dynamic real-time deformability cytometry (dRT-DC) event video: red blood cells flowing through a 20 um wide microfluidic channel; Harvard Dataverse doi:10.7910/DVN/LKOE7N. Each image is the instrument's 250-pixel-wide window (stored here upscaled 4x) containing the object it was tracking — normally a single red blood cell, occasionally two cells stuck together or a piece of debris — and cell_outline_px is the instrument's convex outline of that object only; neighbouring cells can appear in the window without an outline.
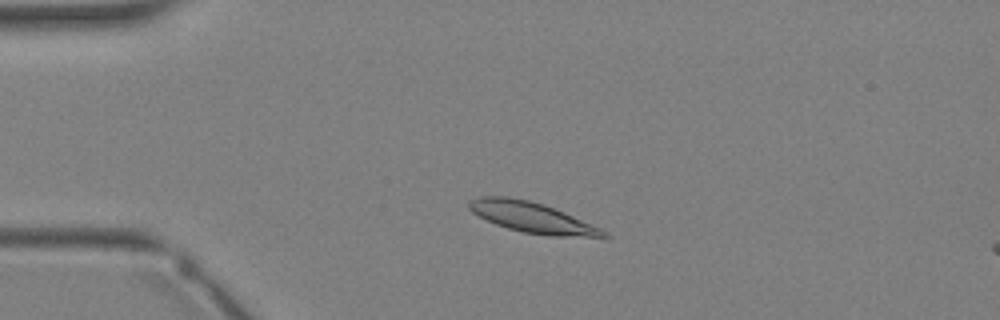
{"species": "Egyptian fruit bat (a non-hibernating species)", "species_latin": "Rousettus aegyptiacus", "temperature_condition": "warm", "stored_images_in_passage": 2, "camera_frame_rate_fps": 3000, "um_per_image_px": 0.085, "animal": {"sex": "female"}, "frame": {"image": 1, "passage_image": 1, "time_ms": 0.0, "image_size_px": [1000, 320], "cell_outline_px": [[612, 236], [548, 236], [524, 232], [508, 228], [496, 224], [472, 212], [468, 208], [468, 200], [476, 196], [508, 196], [528, 200], [544, 204], [564, 212], [600, 228], [608, 232]], "centroid_in_image_um": [45.17, 18.46], "position_along_channel_um": 39.8, "area_um2": 23.7}}